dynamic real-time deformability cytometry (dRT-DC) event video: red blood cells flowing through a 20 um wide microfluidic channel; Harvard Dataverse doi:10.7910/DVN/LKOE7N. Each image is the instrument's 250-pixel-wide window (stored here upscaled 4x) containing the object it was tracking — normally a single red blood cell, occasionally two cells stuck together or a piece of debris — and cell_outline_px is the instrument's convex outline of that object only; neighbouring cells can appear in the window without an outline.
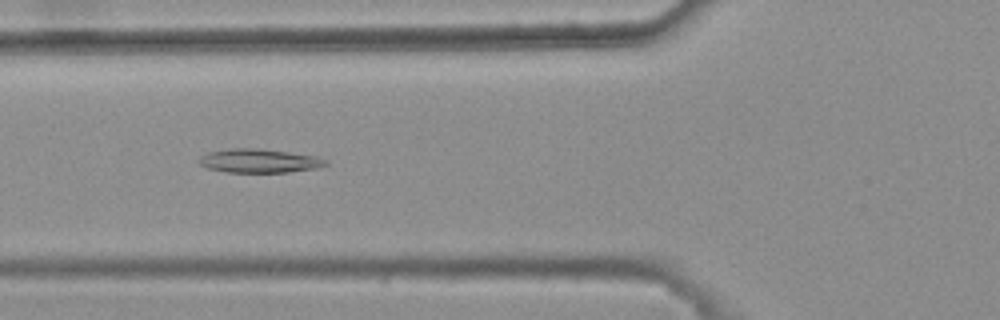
{"species": "common noctule bat (a hibernating species)", "species_latin": "Nyctalus noctula", "temperature_condition": "warm", "stored_images_in_passage": 44, "camera_frame_rate_fps": 3000, "um_per_image_px": 0.085, "animal": {"sex": "female", "body_mass_g": 25.1}, "frame": {"image": 1, "passage_image": 19, "time_ms": 6.0, "image_size_px": [1000, 320], "cell_outline_px": [[328, 164], [316, 168], [288, 172], [224, 172], [208, 168], [200, 164], [200, 156], [208, 152], [232, 148], [252, 148], [288, 152], [316, 156], [328, 160]], "centroid_in_image_um": [22.04, 13.67], "position_along_channel_um": 103.8, "area_um2": 17.4}}
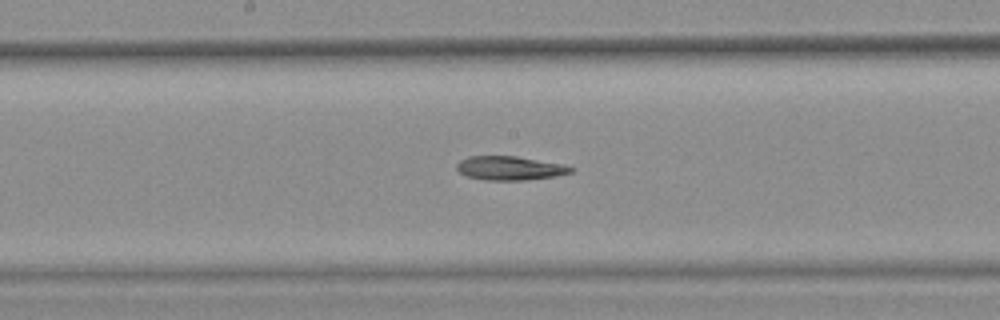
{"frame": {"image": 2, "passage_image": 27, "time_ms": 8.667, "image_size_px": [1000, 320], "cell_outline_px": [[576, 168], [572, 172], [556, 176], [524, 180], [484, 180], [468, 176], [460, 172], [456, 168], [456, 164], [460, 160], [468, 156], [516, 156], [564, 164]], "centroid_in_image_um": [43.36, 14.29], "position_along_channel_um": 204.8, "area_um2": 15.95}}
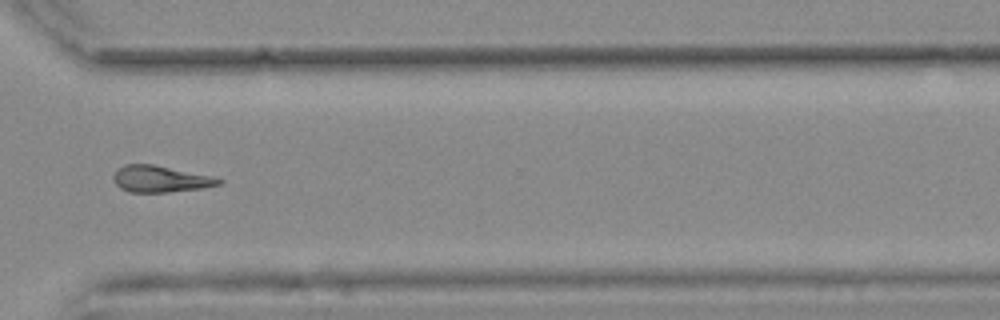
{"frame": {"image": 3, "passage_image": 39, "time_ms": 12.667, "image_size_px": [1000, 320], "cell_outline_px": [[224, 180], [220, 184], [204, 188], [168, 192], [128, 192], [120, 188], [112, 180], [112, 176], [124, 164], [152, 164], [212, 176]], "centroid_in_image_um": [13.62, 15.22], "position_along_channel_um": 357.0, "area_um2": 16.24}}